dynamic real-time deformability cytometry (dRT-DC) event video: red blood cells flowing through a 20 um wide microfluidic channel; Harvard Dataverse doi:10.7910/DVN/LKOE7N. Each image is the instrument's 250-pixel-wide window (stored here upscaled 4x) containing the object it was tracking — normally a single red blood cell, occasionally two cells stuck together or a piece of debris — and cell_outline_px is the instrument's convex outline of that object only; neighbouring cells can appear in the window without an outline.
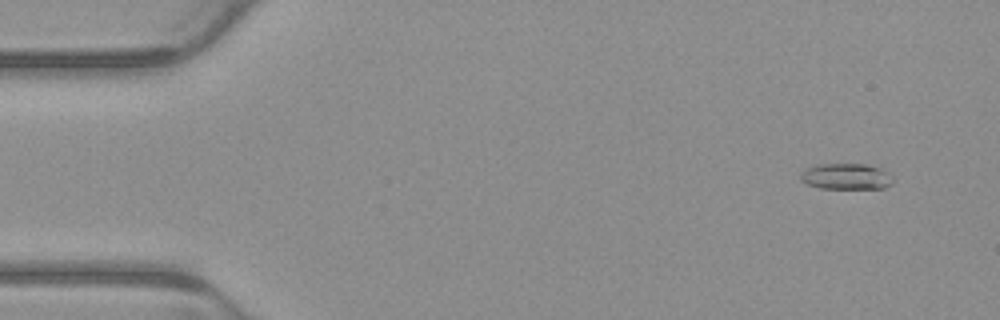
{"species": "common noctule bat (a hibernating species)", "species_latin": "Nyctalus noctula", "temperature_condition": "warm", "stored_images_in_passage": 5, "camera_frame_rate_fps": 3000, "um_per_image_px": 0.085, "animal": {"sex": "male", "body_mass_g": 23.1, "forearm_length_mm": 52.7}, "frame": {"image": 1, "passage_image": 1, "time_ms": 0.0, "image_size_px": [1000, 320], "cell_outline_px": [[892, 184], [884, 188], [820, 188], [808, 184], [800, 180], [800, 172], [816, 164], [868, 164], [880, 168], [888, 172], [892, 176]], "centroid_in_image_um": [71.93, 14.99], "position_along_channel_um": 13.1, "area_um2": 14.05}}
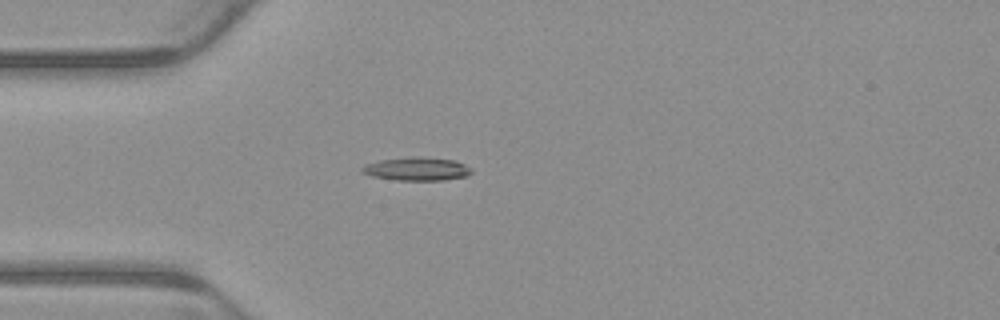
{"frame": {"image": 2, "passage_image": 4, "time_ms": 1.0, "image_size_px": [1000, 320], "cell_outline_px": [[472, 172], [468, 176], [444, 180], [396, 180], [372, 176], [364, 172], [360, 168], [368, 164], [380, 160], [412, 156], [420, 156], [456, 160], [472, 168]], "centroid_in_image_um": [35.5, 14.35], "position_along_channel_um": 49.5, "area_um2": 14.91}}